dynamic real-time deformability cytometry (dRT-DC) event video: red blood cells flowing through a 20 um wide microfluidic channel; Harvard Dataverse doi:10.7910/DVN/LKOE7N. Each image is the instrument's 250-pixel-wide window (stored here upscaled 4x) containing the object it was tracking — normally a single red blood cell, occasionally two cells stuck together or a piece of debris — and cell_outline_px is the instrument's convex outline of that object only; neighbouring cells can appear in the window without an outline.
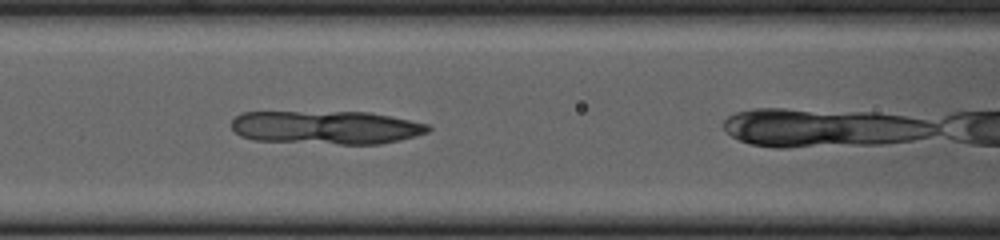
{"species": "common noctule bat (a hibernating species)", "species_latin": "Nyctalus noctula", "temperature_condition": "cold", "stored_images_in_passage": 11, "camera_frame_rate_fps": 3000, "um_per_image_px": 0.085, "animal": {"sex": "female", "body_mass_g": 23.0, "forearm_length_mm": 53.4}, "frame": {"image": 1, "passage_image": 7, "time_ms": 2.0, "image_size_px": [1000, 240], "cell_outline_px": [[432, 128], [428, 132], [416, 136], [400, 140], [380, 144], [340, 144], [256, 140], [240, 136], [232, 128], [232, 120], [240, 112], [368, 112], [428, 124]], "centroid_in_image_um": [27.73, 10.83], "position_along_channel_um": 138.9, "area_um2": 38.15}}